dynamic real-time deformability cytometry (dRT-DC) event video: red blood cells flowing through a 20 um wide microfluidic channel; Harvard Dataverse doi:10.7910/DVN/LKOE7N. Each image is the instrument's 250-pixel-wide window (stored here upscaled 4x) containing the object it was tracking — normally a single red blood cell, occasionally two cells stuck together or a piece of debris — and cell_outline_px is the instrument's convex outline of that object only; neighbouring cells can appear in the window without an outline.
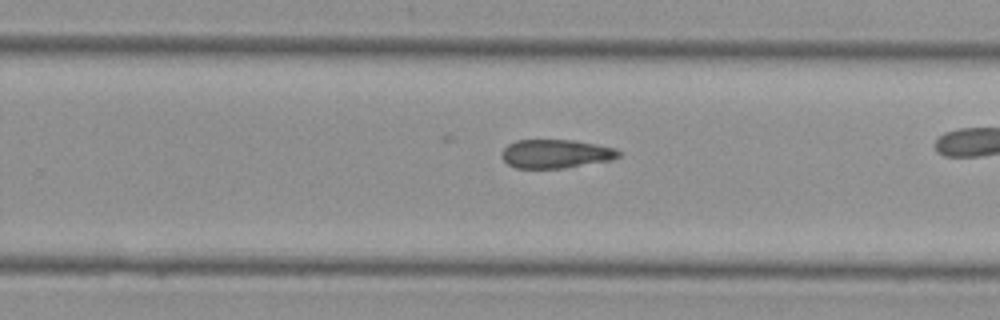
{"species": "Egyptian fruit bat (a non-hibernating species)", "species_latin": "Rousettus aegyptiacus", "temperature_condition": "cold", "stored_images_in_passage": 22, "camera_frame_rate_fps": 3000, "um_per_image_px": 0.085, "animal": {"sex": "female"}, "frame": {"image": 1, "passage_image": 13, "time_ms": 4.0, "image_size_px": [1000, 320], "cell_outline_px": [[620, 156], [612, 160], [564, 168], [516, 168], [508, 164], [500, 156], [500, 152], [508, 144], [516, 140], [572, 140], [596, 144], [616, 148], [620, 152]], "centroid_in_image_um": [47.23, 13.07], "position_along_channel_um": 282.6, "area_um2": 19.65}}